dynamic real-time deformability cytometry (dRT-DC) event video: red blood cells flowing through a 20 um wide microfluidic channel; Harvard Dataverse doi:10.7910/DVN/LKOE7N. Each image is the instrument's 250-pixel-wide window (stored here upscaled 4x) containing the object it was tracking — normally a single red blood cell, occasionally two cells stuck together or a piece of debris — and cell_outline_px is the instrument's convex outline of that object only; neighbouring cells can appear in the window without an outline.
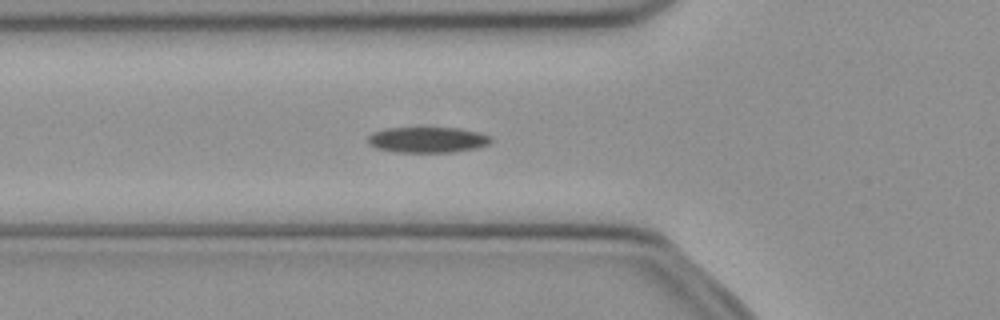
{"species": "common noctule bat (a hibernating species)", "species_latin": "Nyctalus noctula", "temperature_condition": "cold", "stored_images_in_passage": 18, "camera_frame_rate_fps": 3000, "um_per_image_px": 0.085, "animal": {"sex": "female", "body_mass_g": 21.9}, "frame": {"image": 1, "passage_image": 8, "time_ms": 2.333, "image_size_px": [1000, 320], "cell_outline_px": [[492, 140], [488, 144], [476, 148], [452, 152], [396, 152], [376, 148], [368, 144], [368, 136], [372, 132], [384, 128], [460, 128], [480, 132], [492, 136]], "centroid_in_image_um": [36.34, 11.88], "position_along_channel_um": 89.5, "area_um2": 18.55}}
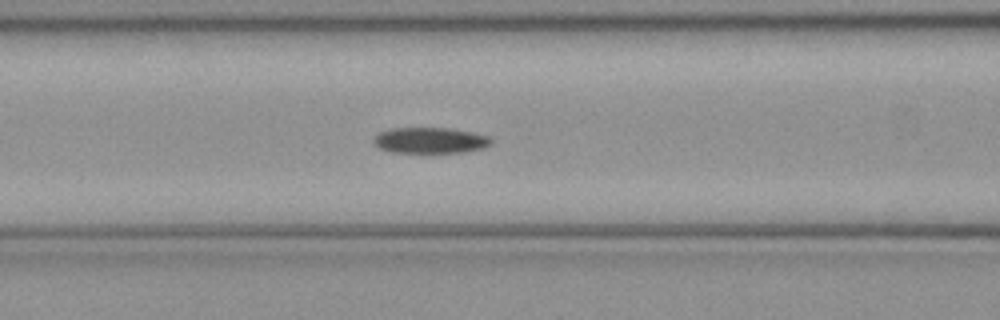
{"frame": {"image": 2, "passage_image": 11, "time_ms": 3.333, "image_size_px": [1000, 320], "cell_outline_px": [[492, 144], [484, 148], [464, 152], [392, 152], [380, 148], [372, 140], [380, 132], [388, 128], [448, 128], [472, 132], [488, 136], [492, 140]], "centroid_in_image_um": [36.58, 11.92], "position_along_channel_um": 130.0, "area_um2": 17.63}}
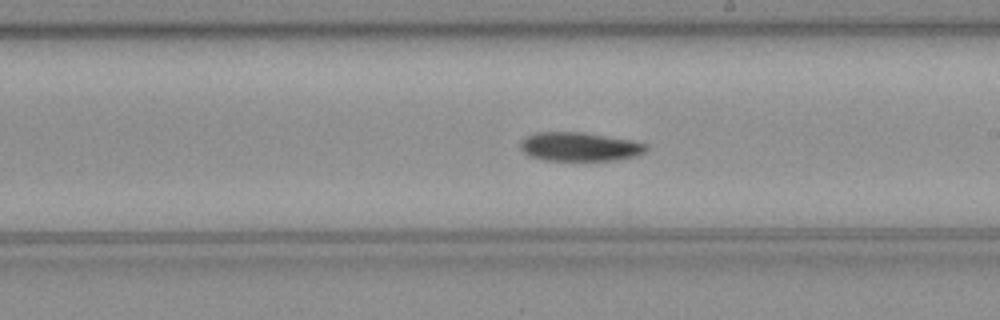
{"frame": {"image": 3, "passage_image": 16, "time_ms": 5.0, "image_size_px": [1000, 320], "cell_outline_px": [[648, 148], [644, 152], [636, 156], [612, 160], [544, 160], [528, 156], [520, 148], [520, 140], [532, 132], [584, 132], [632, 140], [648, 144]], "centroid_in_image_um": [49.23, 12.46], "position_along_channel_um": 239.8, "area_um2": 21.33}}